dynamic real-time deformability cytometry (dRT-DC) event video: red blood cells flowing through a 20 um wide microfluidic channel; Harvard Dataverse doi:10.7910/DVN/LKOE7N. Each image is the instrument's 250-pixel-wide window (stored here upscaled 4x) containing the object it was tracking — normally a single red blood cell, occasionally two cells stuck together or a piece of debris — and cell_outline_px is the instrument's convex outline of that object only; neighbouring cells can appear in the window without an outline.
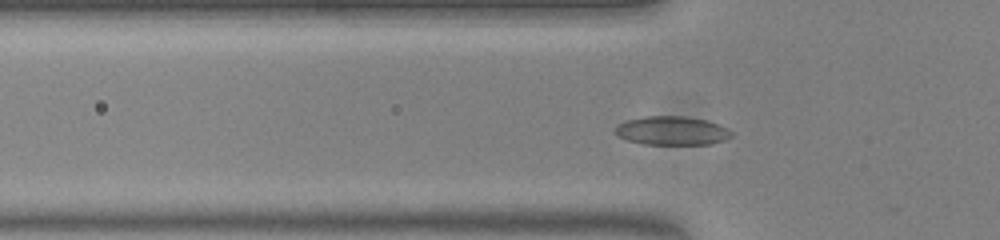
{"species": "common noctule bat (a hibernating species)", "species_latin": "Nyctalus noctula", "temperature_condition": "warm", "stored_images_in_passage": 49, "camera_frame_rate_fps": 3000, "um_per_image_px": 0.085, "animal": {"sex": "female", "body_mass_g": 23.0, "forearm_length_mm": 53.4}, "frame": {"image": 1, "passage_image": 11, "time_ms": 3.333, "image_size_px": [1000, 240], "cell_outline_px": [[732, 136], [724, 140], [712, 144], [644, 144], [628, 140], [616, 136], [616, 124], [624, 120], [644, 116], [684, 116], [708, 120], [720, 124], [728, 128], [732, 132]], "centroid_in_image_um": [57.12, 11.1], "position_along_channel_um": 68.7, "area_um2": 19.71}}
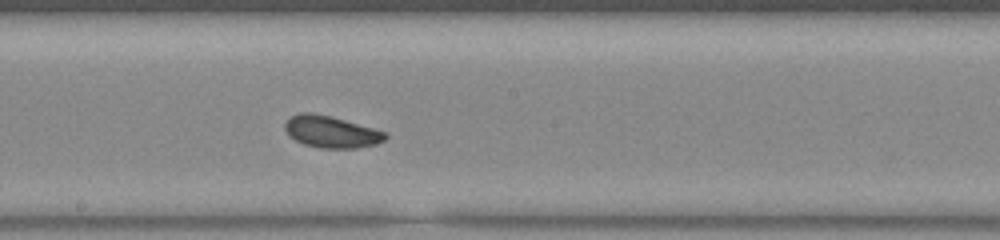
{"frame": {"image": 2, "passage_image": 23, "time_ms": 7.333, "image_size_px": [1000, 240], "cell_outline_px": [[388, 136], [384, 140], [376, 144], [356, 148], [320, 148], [304, 144], [296, 140], [284, 128], [284, 124], [292, 116], [300, 112], [312, 112], [344, 120], [388, 132]], "centroid_in_image_um": [28.18, 11.21], "position_along_channel_um": 220.0, "area_um2": 18.38}}
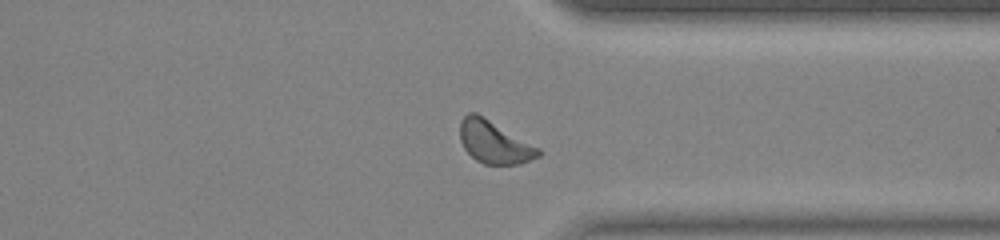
{"frame": {"image": 3, "passage_image": 35, "time_ms": 11.333, "image_size_px": [1000, 240], "cell_outline_px": [[544, 152], [540, 156], [520, 164], [484, 164], [476, 160], [464, 148], [460, 140], [460, 120], [468, 112], [476, 112], [540, 148]], "centroid_in_image_um": [42.02, 12.08], "position_along_channel_um": 369.4, "area_um2": 19.48}, "authors_computed_cell_mechanics": {"area_um2": 18.6694, "velocity_mm_per_s": 3.7792, "shape_relaxation_time_tau1_ms": 2.682, "shape_relaxation_time_tau2_ms": 6.545, "deformation_change_tau1": 0.0632, "deformation_change_tau2": 0.1197}}